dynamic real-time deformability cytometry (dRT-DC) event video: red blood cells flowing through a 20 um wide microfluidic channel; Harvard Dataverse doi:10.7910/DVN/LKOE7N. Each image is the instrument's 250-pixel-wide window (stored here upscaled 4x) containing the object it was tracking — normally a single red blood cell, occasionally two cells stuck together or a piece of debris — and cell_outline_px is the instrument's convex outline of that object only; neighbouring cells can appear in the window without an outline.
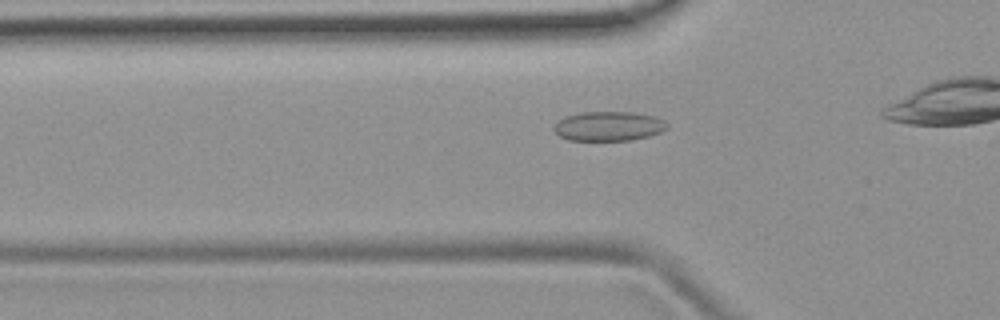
{"species": "common noctule bat (a hibernating species)", "species_latin": "Nyctalus noctula", "temperature_condition": "room temperature", "stored_images_in_passage": 34, "camera_frame_rate_fps": 3000, "um_per_image_px": 0.085, "animal": {"sex": "female", "body_mass_g": 19.9}, "frame": {"image": 1, "passage_image": 9, "time_ms": 2.667, "image_size_px": [1000, 320], "cell_outline_px": [[668, 128], [660, 132], [648, 136], [632, 140], [568, 140], [560, 136], [552, 128], [556, 120], [564, 116], [580, 112], [632, 112], [656, 116], [664, 120], [668, 124]], "centroid_in_image_um": [51.71, 10.71], "position_along_channel_um": 74.1, "area_um2": 19.65}}
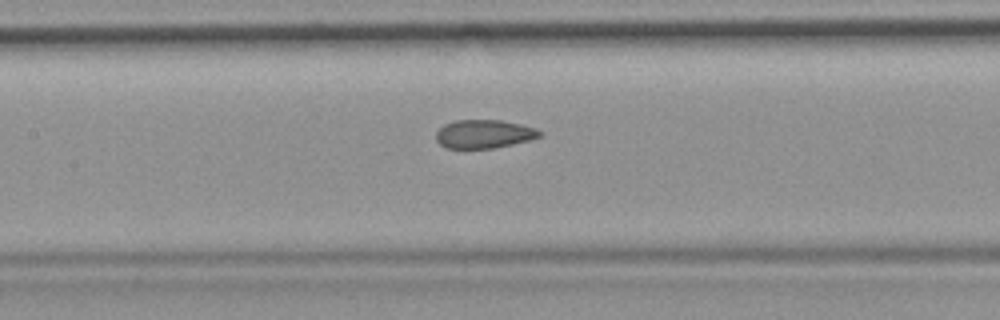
{"frame": {"image": 2, "passage_image": 16, "time_ms": 5.0, "image_size_px": [1000, 320], "cell_outline_px": [[544, 132], [540, 136], [528, 140], [512, 144], [492, 148], [444, 148], [436, 140], [436, 132], [444, 124], [456, 120], [500, 120], [520, 124], [536, 128]], "centroid_in_image_um": [41.13, 11.38], "position_along_channel_um": 166.3, "area_um2": 17.17}}
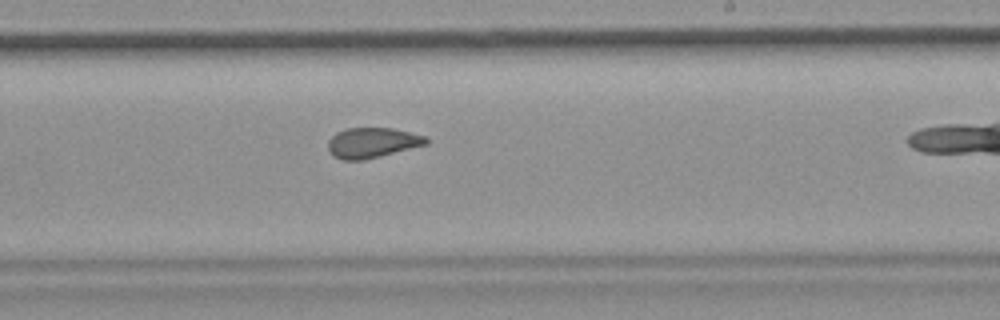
{"frame": {"image": 3, "passage_image": 23, "time_ms": 7.333, "image_size_px": [1000, 320], "cell_outline_px": [[428, 144], [364, 160], [344, 160], [332, 156], [328, 148], [328, 140], [336, 132], [344, 128], [392, 128], [428, 136]], "centroid_in_image_um": [31.64, 12.12], "position_along_channel_um": 257.4, "area_um2": 17.4}}